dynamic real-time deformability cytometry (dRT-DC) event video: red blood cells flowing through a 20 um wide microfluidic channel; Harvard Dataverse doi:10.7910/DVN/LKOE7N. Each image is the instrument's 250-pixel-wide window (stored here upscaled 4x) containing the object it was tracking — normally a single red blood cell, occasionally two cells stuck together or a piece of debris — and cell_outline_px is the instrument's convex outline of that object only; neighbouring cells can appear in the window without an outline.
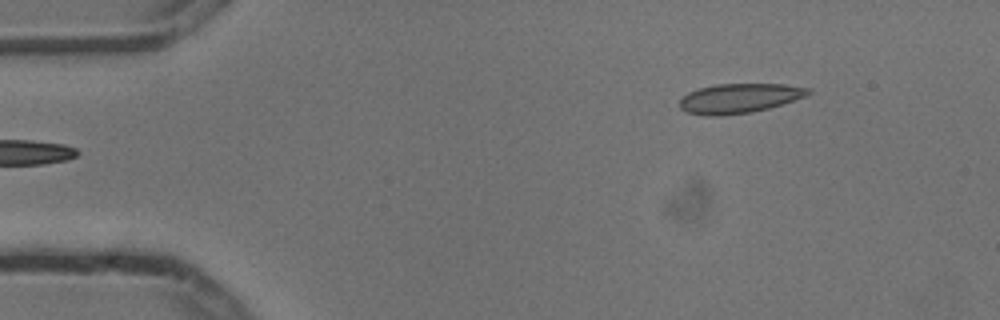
{"species": "common noctule bat (a hibernating species)", "species_latin": "Nyctalus noctula", "temperature_condition": "cold", "stored_images_in_passage": 3, "camera_frame_rate_fps": 3000, "um_per_image_px": 0.085, "animal": {"sex": "male", "body_mass_g": 13.3}, "frame": {"image": 1, "passage_image": 3, "time_ms": 0.667, "image_size_px": [1000, 320], "cell_outline_px": [[812, 92], [804, 96], [768, 108], [752, 112], [720, 116], [708, 116], [688, 112], [680, 108], [680, 100], [688, 92], [700, 88], [716, 84], [784, 84], [812, 88]], "centroid_in_image_um": [62.84, 8.35], "position_along_channel_um": 22.2, "area_um2": 21.96}}